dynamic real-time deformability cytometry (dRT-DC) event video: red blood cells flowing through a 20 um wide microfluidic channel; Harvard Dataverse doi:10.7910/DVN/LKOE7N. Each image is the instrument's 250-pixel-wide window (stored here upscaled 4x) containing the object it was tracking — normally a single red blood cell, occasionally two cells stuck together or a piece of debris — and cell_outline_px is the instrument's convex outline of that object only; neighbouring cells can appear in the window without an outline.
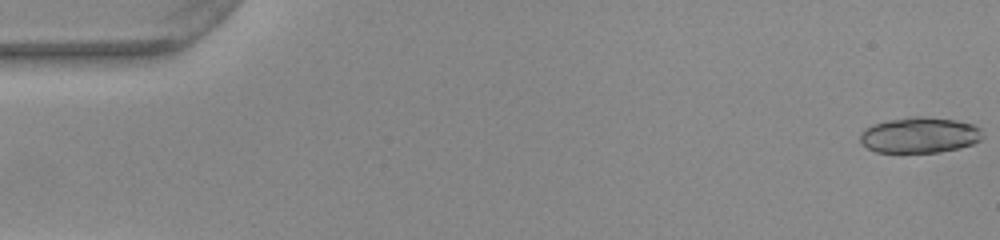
{"species": "common noctule bat (a hibernating species)", "species_latin": "Nyctalus noctula", "temperature_condition": "warm", "stored_images_in_passage": 19, "camera_frame_rate_fps": 3000, "um_per_image_px": 0.085, "animal": {"sex": "female", "body_mass_g": 22.0, "forearm_length_mm": 56.7}, "frame": {"image": 1, "passage_image": 1, "time_ms": 0.0, "image_size_px": [1000, 240], "cell_outline_px": [[984, 136], [980, 140], [972, 144], [960, 148], [940, 152], [900, 156], [876, 152], [868, 148], [860, 140], [860, 132], [864, 128], [872, 124], [888, 120], [908, 116], [920, 116], [952, 120], [972, 124], [980, 128]], "centroid_in_image_um": [78.11, 11.53], "position_along_channel_um": 6.9, "area_um2": 26.47}}
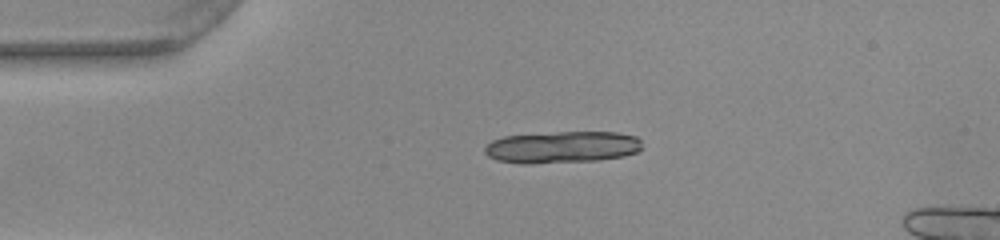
{"frame": {"image": 2, "passage_image": 12, "time_ms": 3.667, "image_size_px": [1000, 240], "cell_outline_px": [[644, 148], [636, 152], [624, 156], [600, 160], [532, 164], [520, 164], [496, 160], [488, 156], [484, 152], [484, 148], [492, 140], [504, 136], [556, 132], [616, 132], [636, 136], [640, 140]], "centroid_in_image_um": [47.78, 12.51], "position_along_channel_um": 37.2, "area_um2": 29.54}}